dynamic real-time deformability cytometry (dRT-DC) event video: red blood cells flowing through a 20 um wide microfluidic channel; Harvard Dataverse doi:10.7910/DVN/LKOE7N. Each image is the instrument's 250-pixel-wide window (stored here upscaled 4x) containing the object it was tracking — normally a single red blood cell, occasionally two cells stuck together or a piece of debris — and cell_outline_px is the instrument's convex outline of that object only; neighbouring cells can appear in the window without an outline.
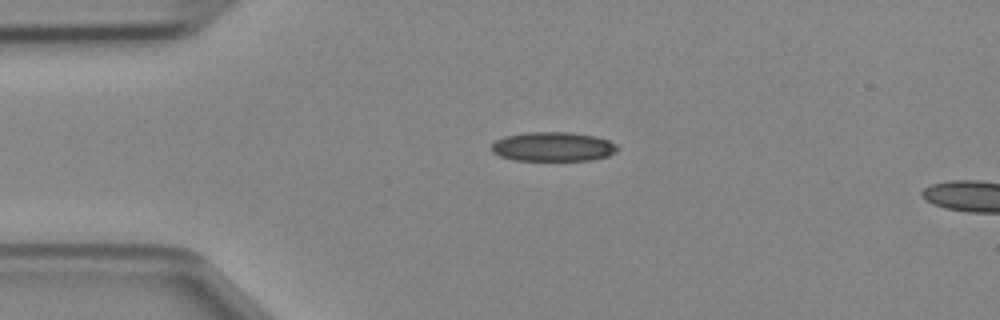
{"species": "Egyptian fruit bat (a non-hibernating species)", "species_latin": "Rousettus aegyptiacus", "temperature_condition": "cold", "stored_images_in_passage": 38, "segment_of_instrument_passage": [1, 2], "camera_frame_rate_fps": 3000, "um_per_image_px": 0.085, "animal": {"sex": "female"}, "frame": {"image": 1, "passage_image": 1, "time_ms": 0.0, "image_size_px": [1000, 320], "cell_outline_px": [[620, 148], [616, 152], [608, 156], [592, 160], [516, 160], [500, 156], [492, 152], [492, 144], [496, 140], [504, 136], [528, 132], [572, 132], [596, 136], [608, 140], [616, 144]], "centroid_in_image_um": [47.04, 12.46], "position_along_channel_um": 38.0, "area_um2": 21.62}}
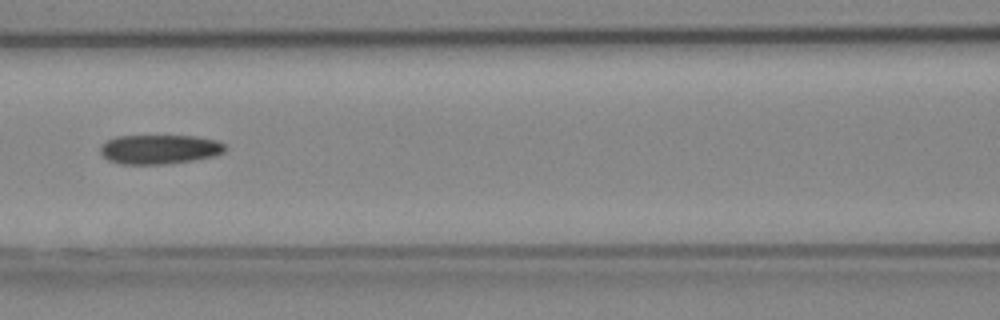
{"frame": {"image": 2, "passage_image": 11, "time_ms": 3.333, "image_size_px": [1000, 320], "cell_outline_px": [[228, 148], [224, 152], [216, 156], [192, 160], [164, 164], [120, 164], [108, 160], [100, 152], [100, 144], [116, 136], [196, 136], [216, 140], [224, 144]], "centroid_in_image_um": [13.56, 12.69], "position_along_channel_um": 153.0, "area_um2": 21.44}}
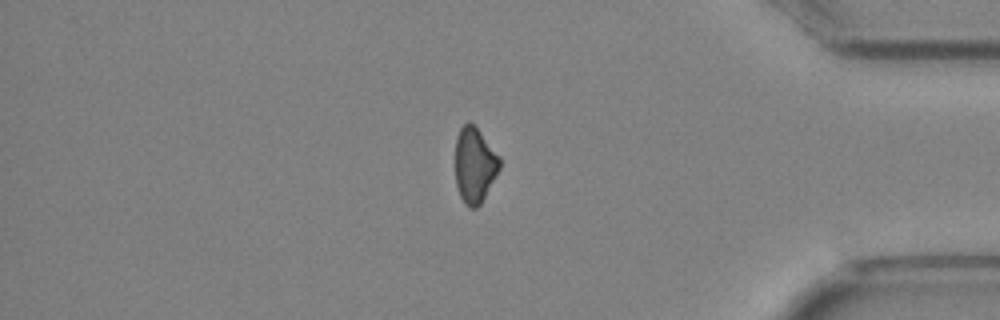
{"frame": {"image": 3, "passage_image": 30, "time_ms": 9.667, "image_size_px": [1000, 320], "cell_outline_px": [[500, 168], [480, 204], [476, 208], [468, 208], [464, 204], [460, 196], [456, 184], [456, 136], [460, 128], [468, 120], [480, 132], [500, 156]], "centroid_in_image_um": [40.33, 14.04], "position_along_channel_um": 394.9, "area_um2": 19.36}}